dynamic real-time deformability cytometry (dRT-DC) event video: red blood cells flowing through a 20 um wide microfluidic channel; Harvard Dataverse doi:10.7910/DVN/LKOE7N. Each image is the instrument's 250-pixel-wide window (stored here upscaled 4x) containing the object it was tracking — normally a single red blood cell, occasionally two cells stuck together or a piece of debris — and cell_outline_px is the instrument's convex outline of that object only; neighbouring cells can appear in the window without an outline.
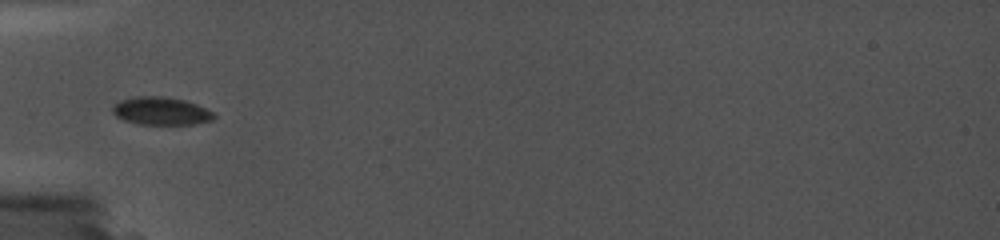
{"species": "common noctule bat (a hibernating species)", "species_latin": "Nyctalus noctula", "temperature_condition": "cold", "stored_images_in_passage": 8, "camera_frame_rate_fps": 5000, "um_per_image_px": 0.085, "animal": {"sex": "female", "body_mass_g": 19.0, "forearm_length_mm": 56.7}, "frame": {"image": 1, "passage_image": 3, "time_ms": 1.0, "image_size_px": [1000, 240], "cell_outline_px": [[216, 120], [196, 124], [136, 124], [120, 120], [112, 112], [112, 108], [116, 104], [124, 100], [180, 100], [204, 108], [212, 112], [216, 116]], "centroid_in_image_um": [13.74, 9.55], "position_along_channel_um": 71.3, "area_um2": 15.09}}
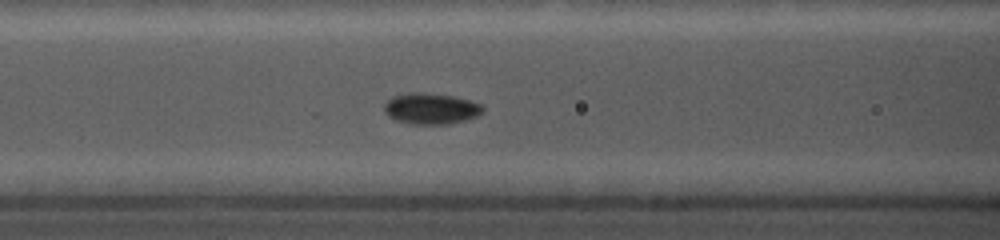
{"frame": {"image": 2, "passage_image": 6, "time_ms": 2.6, "image_size_px": [1000, 240], "cell_outline_px": [[480, 112], [476, 116], [452, 124], [408, 124], [396, 120], [388, 116], [384, 108], [392, 100], [400, 96], [444, 96], [476, 104], [480, 108]], "centroid_in_image_um": [36.6, 9.35], "position_along_channel_um": 130.0, "area_um2": 15.78}}